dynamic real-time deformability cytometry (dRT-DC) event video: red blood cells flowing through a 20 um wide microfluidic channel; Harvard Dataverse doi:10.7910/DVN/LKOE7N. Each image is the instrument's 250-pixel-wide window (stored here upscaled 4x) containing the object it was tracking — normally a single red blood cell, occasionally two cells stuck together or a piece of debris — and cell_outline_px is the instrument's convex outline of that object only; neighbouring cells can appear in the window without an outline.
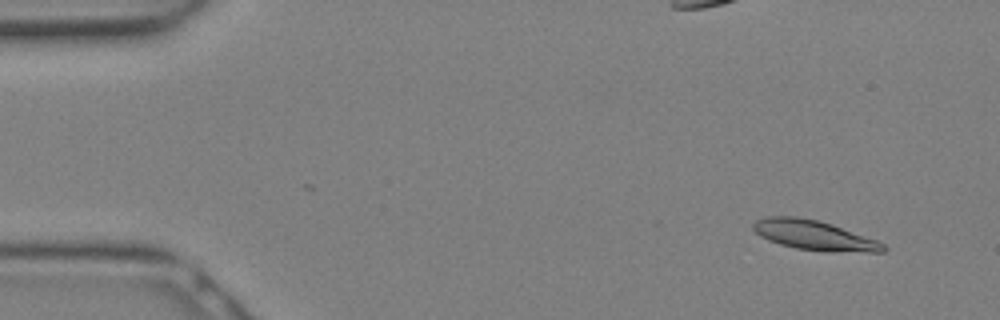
{"species": "Egyptian fruit bat (a non-hibernating species)", "species_latin": "Rousettus aegyptiacus", "temperature_condition": "warm", "stored_images_in_passage": 9, "camera_frame_rate_fps": 3000, "um_per_image_px": 0.085, "animal": {"sex": "female"}, "frame": {"image": 1, "passage_image": 1, "time_ms": 0.0, "image_size_px": [1000, 320], "cell_outline_px": [[888, 248], [884, 252], [828, 252], [796, 248], [780, 244], [768, 240], [760, 236], [752, 228], [752, 224], [756, 220], [768, 216], [796, 216], [820, 220], [832, 224], [876, 240], [884, 244]], "centroid_in_image_um": [69.2, 20.0], "position_along_channel_um": 15.8, "area_um2": 22.66}}
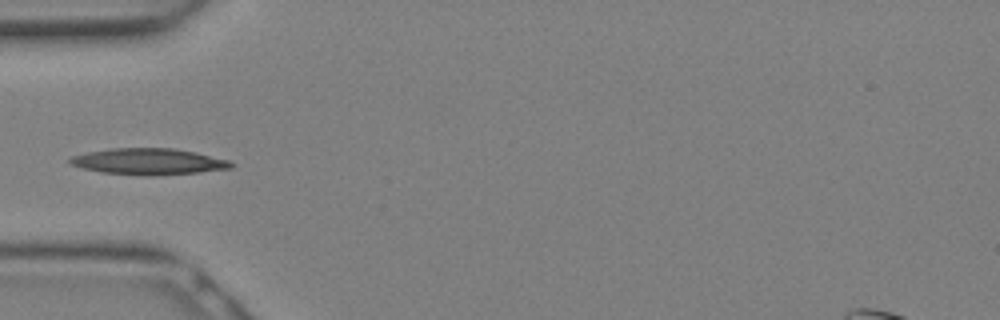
{"frame": {"image": 2, "passage_image": 8, "time_ms": 2.333, "image_size_px": [1000, 320], "cell_outline_px": [[232, 168], [200, 172], [100, 172], [84, 168], [72, 164], [68, 160], [72, 156], [88, 152], [112, 148], [176, 148], [196, 152], [228, 160], [232, 164]], "centroid_in_image_um": [12.64, 13.66], "position_along_channel_um": 72.4, "area_um2": 23.06}}